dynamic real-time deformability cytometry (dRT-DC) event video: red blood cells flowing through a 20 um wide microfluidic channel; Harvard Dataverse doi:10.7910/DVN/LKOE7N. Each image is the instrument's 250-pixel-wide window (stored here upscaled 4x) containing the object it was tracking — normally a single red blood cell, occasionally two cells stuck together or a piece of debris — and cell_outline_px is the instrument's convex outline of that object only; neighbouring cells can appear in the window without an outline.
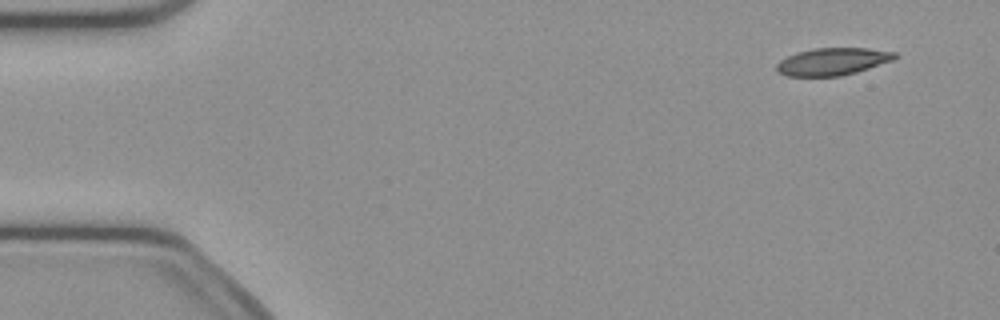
{"species": "common noctule bat (a hibernating species)", "species_latin": "Nyctalus noctula", "temperature_condition": "cold", "stored_images_in_passage": 49, "camera_frame_rate_fps": 3000, "um_per_image_px": 0.085, "animal": {"sex": "female", "body_mass_g": 21.9}, "frame": {"image": 1, "passage_image": 1, "time_ms": 0.0, "image_size_px": [1000, 320], "cell_outline_px": [[900, 56], [892, 60], [856, 72], [840, 76], [784, 76], [776, 72], [776, 64], [780, 60], [788, 56], [800, 52], [816, 48], [868, 48], [896, 52]], "centroid_in_image_um": [70.76, 5.23], "position_along_channel_um": 14.2, "area_um2": 18.79}}
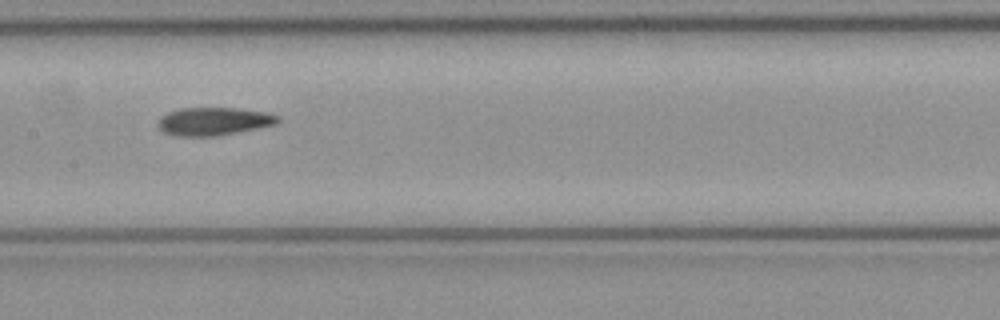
{"frame": {"image": 2, "passage_image": 23, "time_ms": 7.333, "image_size_px": [1000, 320], "cell_outline_px": [[280, 124], [220, 136], [176, 136], [164, 132], [156, 124], [160, 116], [168, 112], [180, 108], [240, 108], [264, 112], [280, 116]], "centroid_in_image_um": [18.2, 10.32], "position_along_channel_um": 189.2, "area_um2": 19.94}}
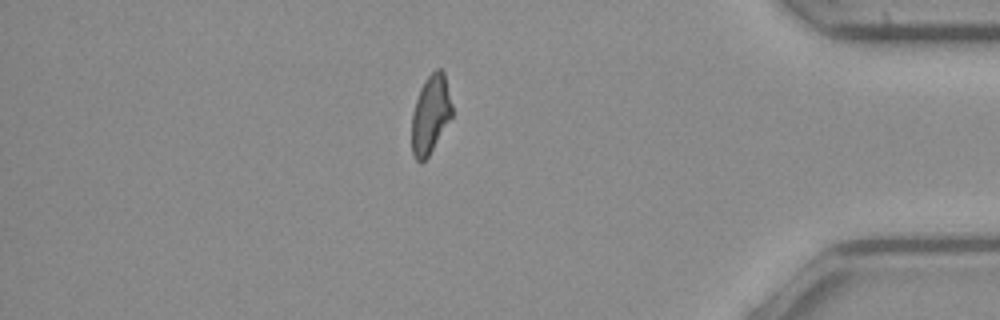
{"frame": {"image": 3, "passage_image": 42, "time_ms": 13.667, "image_size_px": [1000, 320], "cell_outline_px": [[452, 116], [428, 156], [420, 164], [416, 160], [412, 152], [412, 112], [420, 88], [428, 76], [436, 68], [440, 68], [444, 72], [452, 104]], "centroid_in_image_um": [36.59, 9.71], "position_along_channel_um": 398.6, "area_um2": 18.26}, "authors_computed_cell_mechanics": {"area_um2": 19.7098, "velocity_mm_per_s": 3.8992, "shape_relaxation_time_tau1_ms": 10.1581, "shape_relaxation_time_tau2_ms": 4.6737, "deformation_change_tau1": 0.2282, "deformation_change_tau2": 0.1301}}